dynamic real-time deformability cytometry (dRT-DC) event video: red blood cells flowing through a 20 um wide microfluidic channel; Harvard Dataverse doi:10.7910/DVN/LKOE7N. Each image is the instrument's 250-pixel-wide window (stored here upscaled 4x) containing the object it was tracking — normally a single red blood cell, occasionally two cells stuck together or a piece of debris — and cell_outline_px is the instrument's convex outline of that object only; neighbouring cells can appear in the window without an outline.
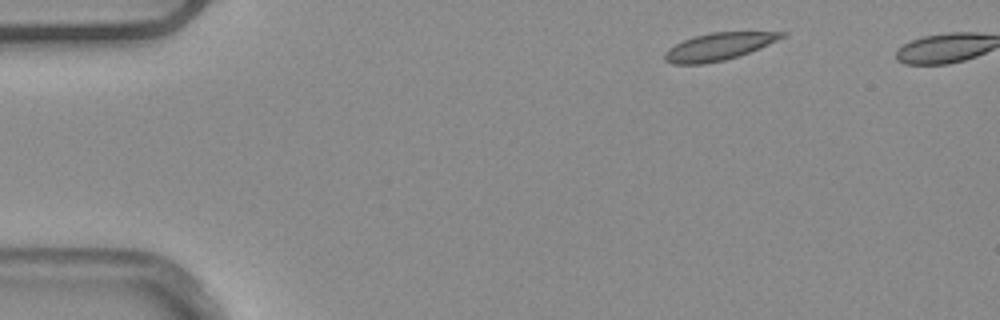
{"species": "common noctule bat (a hibernating species)", "species_latin": "Nyctalus noctula", "temperature_condition": "warm", "stored_images_in_passage": 4, "camera_frame_rate_fps": 3000, "um_per_image_px": 0.085, "animal": {"sex": "male", "body_mass_g": 20.4}, "frame": {"image": 1, "passage_image": 1, "time_ms": 0.0, "image_size_px": [1000, 320], "cell_outline_px": [[788, 32], [784, 36], [760, 48], [724, 60], [700, 64], [672, 64], [664, 60], [664, 52], [668, 48], [692, 36], [712, 32]], "centroid_in_image_um": [61.02, 3.96], "position_along_channel_um": 24.0, "area_um2": 18.38}}